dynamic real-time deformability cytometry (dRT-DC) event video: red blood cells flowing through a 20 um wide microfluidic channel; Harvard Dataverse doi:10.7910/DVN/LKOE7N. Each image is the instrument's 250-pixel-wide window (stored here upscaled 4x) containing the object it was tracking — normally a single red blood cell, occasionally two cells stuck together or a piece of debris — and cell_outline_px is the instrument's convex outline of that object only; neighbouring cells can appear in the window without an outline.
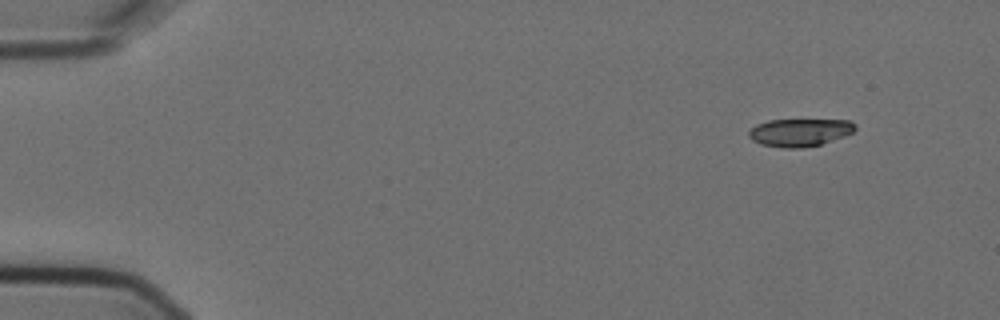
{"species": "Egyptian fruit bat (a non-hibernating species)", "species_latin": "Rousettus aegyptiacus", "temperature_condition": "cold", "stored_images_in_passage": 5, "camera_frame_rate_fps": 3000, "um_per_image_px": 0.085, "animal": {"sex": "female"}, "frame": {"image": 1, "passage_image": 1, "time_ms": 0.0, "image_size_px": [1000, 320], "cell_outline_px": [[856, 128], [852, 132], [844, 136], [820, 144], [800, 148], [784, 148], [760, 144], [752, 140], [748, 136], [748, 132], [756, 124], [768, 120], [848, 120], [856, 124]], "centroid_in_image_um": [67.95, 11.25], "position_along_channel_um": 17.1, "area_um2": 17.11}}